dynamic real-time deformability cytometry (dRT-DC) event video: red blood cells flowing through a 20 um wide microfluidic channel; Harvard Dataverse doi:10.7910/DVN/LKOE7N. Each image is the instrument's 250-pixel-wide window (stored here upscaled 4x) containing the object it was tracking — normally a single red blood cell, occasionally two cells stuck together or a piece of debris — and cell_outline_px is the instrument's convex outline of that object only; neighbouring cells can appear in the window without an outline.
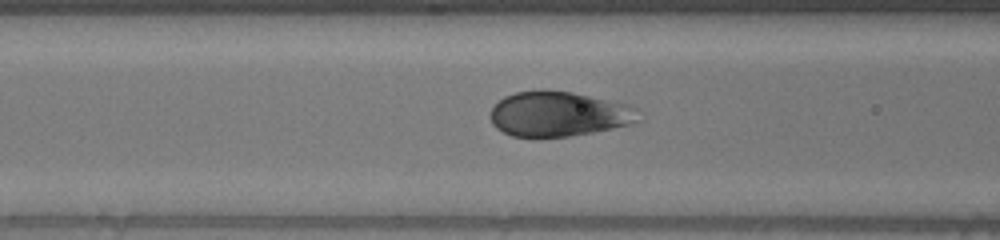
{"species": "human", "species_latin": "Homo sapiens", "temperature_condition": "warm", "stored_images_in_passage": 54, "camera_frame_rate_fps": 3000, "um_per_image_px": 0.085, "donor": {"sex": "male"}, "frame": {"image": 1, "passage_image": 20, "time_ms": 6.333, "image_size_px": [1000, 240], "cell_outline_px": [[644, 120], [632, 124], [592, 132], [568, 136], [540, 140], [512, 136], [496, 128], [492, 124], [492, 108], [504, 96], [516, 92], [544, 88], [572, 92], [632, 104], [636, 108]], "centroid_in_image_um": [47.53, 9.7], "position_along_channel_um": 119.1, "area_um2": 40.0}}
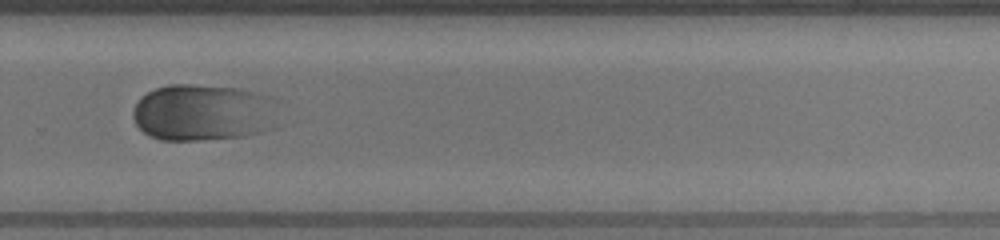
{"frame": {"image": 2, "passage_image": 36, "time_ms": 11.667, "image_size_px": [1000, 240], "cell_outline_px": [[272, 96], [260, 132], [244, 136], [200, 140], [160, 140], [148, 136], [136, 124], [132, 116], [132, 112], [140, 96], [156, 88], [168, 84], [192, 84], [240, 88]], "centroid_in_image_um": [17.02, 9.54], "position_along_channel_um": 312.8, "area_um2": 46.64}}
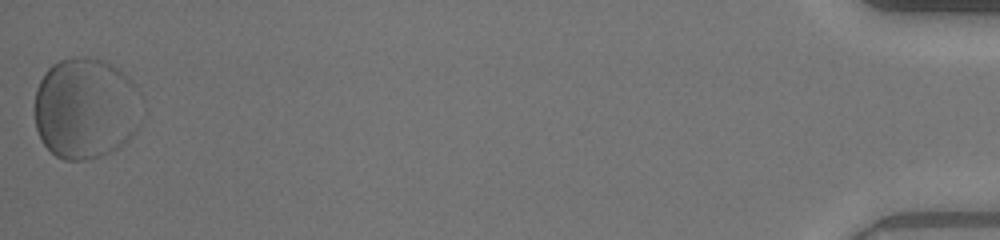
{"frame": {"image": 3, "passage_image": 54, "time_ms": 17.667, "image_size_px": [1000, 240], "cell_outline_px": [[140, 124], [128, 140], [124, 144], [108, 152], [84, 160], [64, 160], [56, 156], [40, 140], [36, 128], [36, 88], [44, 72], [52, 64], [60, 60], [72, 56], [88, 56], [104, 60], [112, 64], [132, 84]], "centroid_in_image_um": [7.19, 9.2], "position_along_channel_um": 428.0, "area_um2": 62.31}}